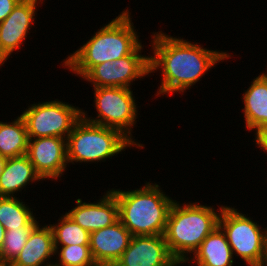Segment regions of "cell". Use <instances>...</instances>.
I'll list each match as a JSON object with an SVG mask.
<instances>
[{
	"label": "cell",
	"instance_id": "cell-24",
	"mask_svg": "<svg viewBox=\"0 0 267 266\" xmlns=\"http://www.w3.org/2000/svg\"><path fill=\"white\" fill-rule=\"evenodd\" d=\"M93 87H116L115 61H106L92 67L83 77Z\"/></svg>",
	"mask_w": 267,
	"mask_h": 266
},
{
	"label": "cell",
	"instance_id": "cell-27",
	"mask_svg": "<svg viewBox=\"0 0 267 266\" xmlns=\"http://www.w3.org/2000/svg\"><path fill=\"white\" fill-rule=\"evenodd\" d=\"M5 232H6V230H5L4 226L0 223V251H1L3 243H4Z\"/></svg>",
	"mask_w": 267,
	"mask_h": 266
},
{
	"label": "cell",
	"instance_id": "cell-29",
	"mask_svg": "<svg viewBox=\"0 0 267 266\" xmlns=\"http://www.w3.org/2000/svg\"><path fill=\"white\" fill-rule=\"evenodd\" d=\"M0 266H11L10 263L0 261Z\"/></svg>",
	"mask_w": 267,
	"mask_h": 266
},
{
	"label": "cell",
	"instance_id": "cell-5",
	"mask_svg": "<svg viewBox=\"0 0 267 266\" xmlns=\"http://www.w3.org/2000/svg\"><path fill=\"white\" fill-rule=\"evenodd\" d=\"M135 145L120 131L91 123L81 117L67 138V160L101 162Z\"/></svg>",
	"mask_w": 267,
	"mask_h": 266
},
{
	"label": "cell",
	"instance_id": "cell-15",
	"mask_svg": "<svg viewBox=\"0 0 267 266\" xmlns=\"http://www.w3.org/2000/svg\"><path fill=\"white\" fill-rule=\"evenodd\" d=\"M193 255L186 262H195L197 266H233L234 263L231 247L219 226L203 240Z\"/></svg>",
	"mask_w": 267,
	"mask_h": 266
},
{
	"label": "cell",
	"instance_id": "cell-23",
	"mask_svg": "<svg viewBox=\"0 0 267 266\" xmlns=\"http://www.w3.org/2000/svg\"><path fill=\"white\" fill-rule=\"evenodd\" d=\"M38 224L36 220L28 229H10L5 232L4 243L0 251V261L12 263L25 246L29 234Z\"/></svg>",
	"mask_w": 267,
	"mask_h": 266
},
{
	"label": "cell",
	"instance_id": "cell-2",
	"mask_svg": "<svg viewBox=\"0 0 267 266\" xmlns=\"http://www.w3.org/2000/svg\"><path fill=\"white\" fill-rule=\"evenodd\" d=\"M129 10L105 24L63 61V67L83 77L92 67L130 55L140 44Z\"/></svg>",
	"mask_w": 267,
	"mask_h": 266
},
{
	"label": "cell",
	"instance_id": "cell-26",
	"mask_svg": "<svg viewBox=\"0 0 267 266\" xmlns=\"http://www.w3.org/2000/svg\"><path fill=\"white\" fill-rule=\"evenodd\" d=\"M255 142L256 145H258V148L260 147V149L262 148V150H264V152H267V125L262 126L261 128H259L258 130H256L255 133Z\"/></svg>",
	"mask_w": 267,
	"mask_h": 266
},
{
	"label": "cell",
	"instance_id": "cell-7",
	"mask_svg": "<svg viewBox=\"0 0 267 266\" xmlns=\"http://www.w3.org/2000/svg\"><path fill=\"white\" fill-rule=\"evenodd\" d=\"M93 88L95 102L94 107L98 112L97 118H89L84 110H82V117L91 123L120 131L136 146V148H143V144H140V142L138 143L132 138L131 128H133L132 126L136 123V118L138 117V107L131 88Z\"/></svg>",
	"mask_w": 267,
	"mask_h": 266
},
{
	"label": "cell",
	"instance_id": "cell-11",
	"mask_svg": "<svg viewBox=\"0 0 267 266\" xmlns=\"http://www.w3.org/2000/svg\"><path fill=\"white\" fill-rule=\"evenodd\" d=\"M43 0H20L13 11L0 23V55L7 61L19 49L30 31L37 4Z\"/></svg>",
	"mask_w": 267,
	"mask_h": 266
},
{
	"label": "cell",
	"instance_id": "cell-6",
	"mask_svg": "<svg viewBox=\"0 0 267 266\" xmlns=\"http://www.w3.org/2000/svg\"><path fill=\"white\" fill-rule=\"evenodd\" d=\"M218 226L225 233L232 254L248 266H265L267 261V227L260 228L250 217L230 206H220Z\"/></svg>",
	"mask_w": 267,
	"mask_h": 266
},
{
	"label": "cell",
	"instance_id": "cell-25",
	"mask_svg": "<svg viewBox=\"0 0 267 266\" xmlns=\"http://www.w3.org/2000/svg\"><path fill=\"white\" fill-rule=\"evenodd\" d=\"M20 0H0V23L13 11Z\"/></svg>",
	"mask_w": 267,
	"mask_h": 266
},
{
	"label": "cell",
	"instance_id": "cell-22",
	"mask_svg": "<svg viewBox=\"0 0 267 266\" xmlns=\"http://www.w3.org/2000/svg\"><path fill=\"white\" fill-rule=\"evenodd\" d=\"M55 253H58L59 259L53 266H97L89 245L55 247Z\"/></svg>",
	"mask_w": 267,
	"mask_h": 266
},
{
	"label": "cell",
	"instance_id": "cell-14",
	"mask_svg": "<svg viewBox=\"0 0 267 266\" xmlns=\"http://www.w3.org/2000/svg\"><path fill=\"white\" fill-rule=\"evenodd\" d=\"M41 226L38 223L32 229L25 246L11 263V266L54 265V263L49 262V259L51 260V257L56 255L53 231L50 225Z\"/></svg>",
	"mask_w": 267,
	"mask_h": 266
},
{
	"label": "cell",
	"instance_id": "cell-21",
	"mask_svg": "<svg viewBox=\"0 0 267 266\" xmlns=\"http://www.w3.org/2000/svg\"><path fill=\"white\" fill-rule=\"evenodd\" d=\"M57 224H50L54 246L89 245L90 233L75 223L66 213Z\"/></svg>",
	"mask_w": 267,
	"mask_h": 266
},
{
	"label": "cell",
	"instance_id": "cell-28",
	"mask_svg": "<svg viewBox=\"0 0 267 266\" xmlns=\"http://www.w3.org/2000/svg\"><path fill=\"white\" fill-rule=\"evenodd\" d=\"M7 158L0 156V176L4 170Z\"/></svg>",
	"mask_w": 267,
	"mask_h": 266
},
{
	"label": "cell",
	"instance_id": "cell-30",
	"mask_svg": "<svg viewBox=\"0 0 267 266\" xmlns=\"http://www.w3.org/2000/svg\"><path fill=\"white\" fill-rule=\"evenodd\" d=\"M4 62H6L2 56L0 55V66H3ZM1 68V67H0Z\"/></svg>",
	"mask_w": 267,
	"mask_h": 266
},
{
	"label": "cell",
	"instance_id": "cell-3",
	"mask_svg": "<svg viewBox=\"0 0 267 266\" xmlns=\"http://www.w3.org/2000/svg\"><path fill=\"white\" fill-rule=\"evenodd\" d=\"M145 184L131 191L111 189L117 199L119 220L133 236L164 235L175 200L167 196L158 184Z\"/></svg>",
	"mask_w": 267,
	"mask_h": 266
},
{
	"label": "cell",
	"instance_id": "cell-17",
	"mask_svg": "<svg viewBox=\"0 0 267 266\" xmlns=\"http://www.w3.org/2000/svg\"><path fill=\"white\" fill-rule=\"evenodd\" d=\"M244 120L247 130H258L267 125V76L265 73L254 78L243 93Z\"/></svg>",
	"mask_w": 267,
	"mask_h": 266
},
{
	"label": "cell",
	"instance_id": "cell-8",
	"mask_svg": "<svg viewBox=\"0 0 267 266\" xmlns=\"http://www.w3.org/2000/svg\"><path fill=\"white\" fill-rule=\"evenodd\" d=\"M20 115L29 138L59 137L67 139L82 110L60 100L32 104Z\"/></svg>",
	"mask_w": 267,
	"mask_h": 266
},
{
	"label": "cell",
	"instance_id": "cell-16",
	"mask_svg": "<svg viewBox=\"0 0 267 266\" xmlns=\"http://www.w3.org/2000/svg\"><path fill=\"white\" fill-rule=\"evenodd\" d=\"M40 180L43 179L27 155L7 158L0 176V196L14 197L15 192L22 191L30 182Z\"/></svg>",
	"mask_w": 267,
	"mask_h": 266
},
{
	"label": "cell",
	"instance_id": "cell-10",
	"mask_svg": "<svg viewBox=\"0 0 267 266\" xmlns=\"http://www.w3.org/2000/svg\"><path fill=\"white\" fill-rule=\"evenodd\" d=\"M114 266H180L168 250L164 235L132 236Z\"/></svg>",
	"mask_w": 267,
	"mask_h": 266
},
{
	"label": "cell",
	"instance_id": "cell-19",
	"mask_svg": "<svg viewBox=\"0 0 267 266\" xmlns=\"http://www.w3.org/2000/svg\"><path fill=\"white\" fill-rule=\"evenodd\" d=\"M141 49L140 44L130 55L115 61L116 87L130 88L131 82L149 75L150 56L141 55Z\"/></svg>",
	"mask_w": 267,
	"mask_h": 266
},
{
	"label": "cell",
	"instance_id": "cell-20",
	"mask_svg": "<svg viewBox=\"0 0 267 266\" xmlns=\"http://www.w3.org/2000/svg\"><path fill=\"white\" fill-rule=\"evenodd\" d=\"M29 208L18 197L0 196V223L6 231L28 229L36 221Z\"/></svg>",
	"mask_w": 267,
	"mask_h": 266
},
{
	"label": "cell",
	"instance_id": "cell-9",
	"mask_svg": "<svg viewBox=\"0 0 267 266\" xmlns=\"http://www.w3.org/2000/svg\"><path fill=\"white\" fill-rule=\"evenodd\" d=\"M26 155L42 179H58L68 165L67 139L52 136L29 138Z\"/></svg>",
	"mask_w": 267,
	"mask_h": 266
},
{
	"label": "cell",
	"instance_id": "cell-18",
	"mask_svg": "<svg viewBox=\"0 0 267 266\" xmlns=\"http://www.w3.org/2000/svg\"><path fill=\"white\" fill-rule=\"evenodd\" d=\"M28 132L21 116L12 122L0 121V156L19 157L27 154Z\"/></svg>",
	"mask_w": 267,
	"mask_h": 266
},
{
	"label": "cell",
	"instance_id": "cell-13",
	"mask_svg": "<svg viewBox=\"0 0 267 266\" xmlns=\"http://www.w3.org/2000/svg\"><path fill=\"white\" fill-rule=\"evenodd\" d=\"M95 203H86L82 199L76 200L77 206L66 214L89 233L105 228L115 223L118 217V203L111 190L107 191Z\"/></svg>",
	"mask_w": 267,
	"mask_h": 266
},
{
	"label": "cell",
	"instance_id": "cell-1",
	"mask_svg": "<svg viewBox=\"0 0 267 266\" xmlns=\"http://www.w3.org/2000/svg\"><path fill=\"white\" fill-rule=\"evenodd\" d=\"M151 37L154 56H150V73L162 70L157 96L185 92L215 64L231 57L229 53L205 49L197 43L168 36L162 31L153 33Z\"/></svg>",
	"mask_w": 267,
	"mask_h": 266
},
{
	"label": "cell",
	"instance_id": "cell-4",
	"mask_svg": "<svg viewBox=\"0 0 267 266\" xmlns=\"http://www.w3.org/2000/svg\"><path fill=\"white\" fill-rule=\"evenodd\" d=\"M220 213L211 206L199 203L171 206L164 238L171 255L179 264H186L203 240L218 226Z\"/></svg>",
	"mask_w": 267,
	"mask_h": 266
},
{
	"label": "cell",
	"instance_id": "cell-12",
	"mask_svg": "<svg viewBox=\"0 0 267 266\" xmlns=\"http://www.w3.org/2000/svg\"><path fill=\"white\" fill-rule=\"evenodd\" d=\"M132 234L118 219L90 233L89 247L97 266H114L129 246Z\"/></svg>",
	"mask_w": 267,
	"mask_h": 266
}]
</instances>
